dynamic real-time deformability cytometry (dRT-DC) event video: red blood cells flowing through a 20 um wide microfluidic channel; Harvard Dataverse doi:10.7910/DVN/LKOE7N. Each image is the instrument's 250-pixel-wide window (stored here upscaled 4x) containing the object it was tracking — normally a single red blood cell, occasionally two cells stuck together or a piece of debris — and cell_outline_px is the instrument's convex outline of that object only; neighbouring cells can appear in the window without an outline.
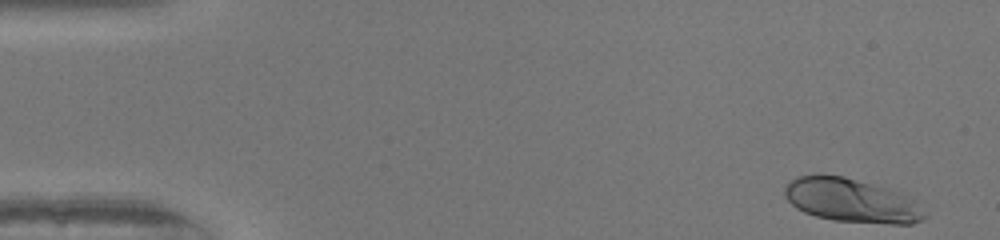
{"species": "human", "species_latin": "Homo sapiens", "temperature_condition": "warm", "stored_images_in_passage": 48, "camera_frame_rate_fps": 3000, "um_per_image_px": 0.085, "donor": {"sex": "female"}, "frame": {"image": 1, "passage_image": 1, "time_ms": 0.0, "image_size_px": [1000, 240], "cell_outline_px": [[928, 216], [912, 224], [888, 224], [832, 220], [816, 216], [804, 212], [796, 208], [784, 196], [784, 188], [796, 176], [820, 172], [844, 176], [888, 188], [912, 200], [928, 212]], "centroid_in_image_um": [72.34, 17.02], "position_along_channel_um": 12.7, "area_um2": 36.07}}
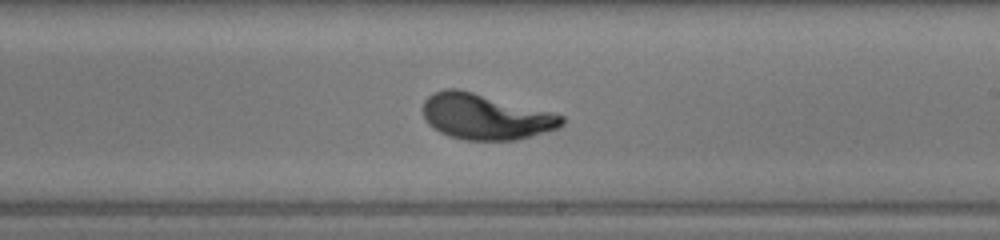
{"frame": {"image": 2, "passage_image": 28, "time_ms": 9.0, "image_size_px": [1000, 240], "cell_outline_px": [[564, 124], [560, 128], [516, 140], [464, 140], [448, 136], [440, 132], [428, 124], [424, 116], [424, 100], [432, 92], [444, 88], [456, 88], [552, 112], [564, 116]], "centroid_in_image_um": [41.26, 9.92], "position_along_channel_um": 247.7, "area_um2": 36.88}}
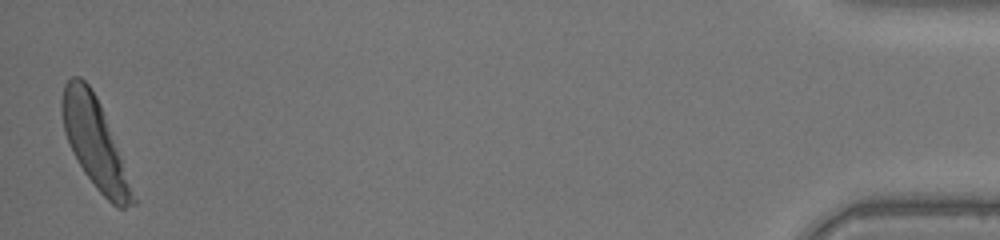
{"frame": {"image": 3, "passage_image": 48, "time_ms": 15.667, "image_size_px": [1000, 240], "cell_outline_px": [[136, 204], [124, 208], [116, 208], [96, 188], [84, 172], [72, 152], [64, 132], [60, 112], [60, 100], [64, 84], [72, 76], [80, 76], [88, 84], [96, 96], [100, 104], [120, 156], [136, 200]], "centroid_in_image_um": [8.0, 12.12], "position_along_channel_um": 427.2, "area_um2": 36.13}, "authors_computed_cell_mechanics": {"area_um2": 35.9805, "velocity_mm_per_s": 4.1148, "shape_relaxation_time_tau1_ms": 2.1294, "shape_relaxation_time_tau2_ms": null, "deformation_change_tau1": 0.1678, "deformation_change_tau2": null}}